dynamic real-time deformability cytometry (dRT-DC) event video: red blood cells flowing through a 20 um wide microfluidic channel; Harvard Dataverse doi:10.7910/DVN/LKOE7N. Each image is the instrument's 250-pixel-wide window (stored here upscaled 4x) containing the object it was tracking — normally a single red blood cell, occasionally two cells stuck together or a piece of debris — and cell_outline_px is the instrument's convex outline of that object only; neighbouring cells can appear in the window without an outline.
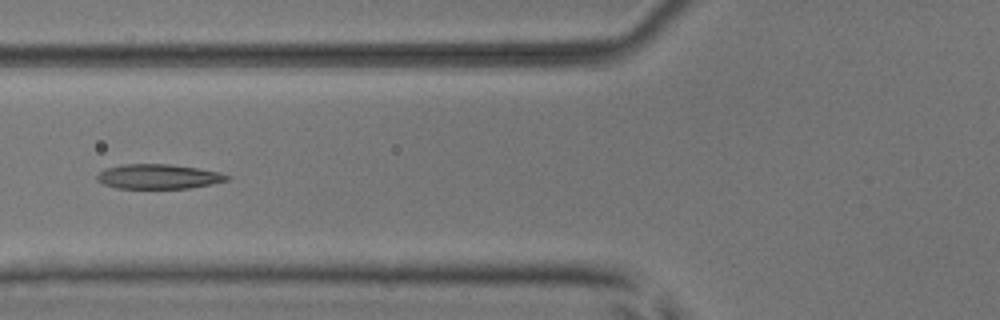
{"species": "common noctule bat (a hibernating species)", "species_latin": "Nyctalus noctula", "temperature_condition": "room temperature", "stored_images_in_passage": 7, "camera_frame_rate_fps": 3000, "um_per_image_px": 0.085, "animal": {"sex": "male", "body_mass_g": 17.9, "forearm_length_mm": 54.2}, "frame": {"image": 1, "passage_image": 7, "time_ms": 2.0, "image_size_px": [1000, 320], "cell_outline_px": [[232, 176], [228, 180], [188, 188], [116, 188], [104, 184], [96, 180], [96, 176], [104, 168], [120, 164], [168, 164], [196, 168], [220, 172]], "centroid_in_image_um": [13.42, 15.0], "position_along_channel_um": 112.4, "area_um2": 18.61}}